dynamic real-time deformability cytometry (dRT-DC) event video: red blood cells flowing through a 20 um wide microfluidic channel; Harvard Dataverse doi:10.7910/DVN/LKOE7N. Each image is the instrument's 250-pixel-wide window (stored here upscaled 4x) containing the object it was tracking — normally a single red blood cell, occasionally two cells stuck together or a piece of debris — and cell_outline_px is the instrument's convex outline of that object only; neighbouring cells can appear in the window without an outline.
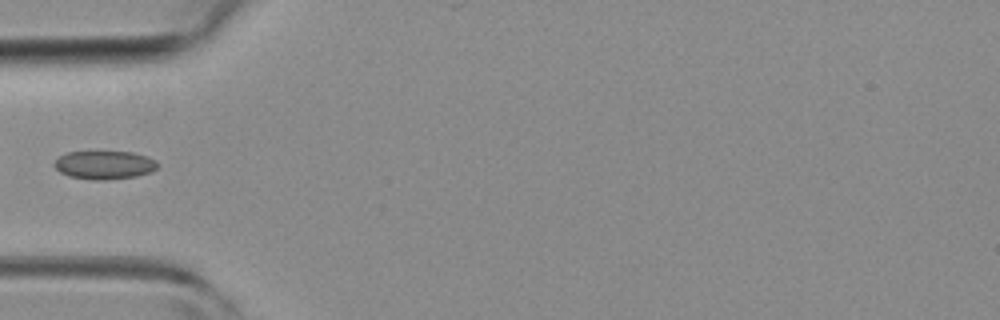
{"species": "common noctule bat (a hibernating species)", "species_latin": "Nyctalus noctula", "temperature_condition": "room temperature", "stored_images_in_passage": 4, "camera_frame_rate_fps": 3000, "um_per_image_px": 0.085, "animal": {"sex": "female", "body_mass_g": 19.3, "forearm_length_mm": 54.1}, "frame": {"image": 1, "passage_image": 4, "time_ms": 4.0, "image_size_px": [1000, 320], "cell_outline_px": [[160, 164], [152, 172], [136, 176], [108, 180], [92, 180], [68, 176], [60, 172], [52, 164], [60, 156], [68, 152], [132, 152], [148, 156], [156, 160]], "centroid_in_image_um": [8.9, 14.03], "position_along_channel_um": 76.1, "area_um2": 17.22}}